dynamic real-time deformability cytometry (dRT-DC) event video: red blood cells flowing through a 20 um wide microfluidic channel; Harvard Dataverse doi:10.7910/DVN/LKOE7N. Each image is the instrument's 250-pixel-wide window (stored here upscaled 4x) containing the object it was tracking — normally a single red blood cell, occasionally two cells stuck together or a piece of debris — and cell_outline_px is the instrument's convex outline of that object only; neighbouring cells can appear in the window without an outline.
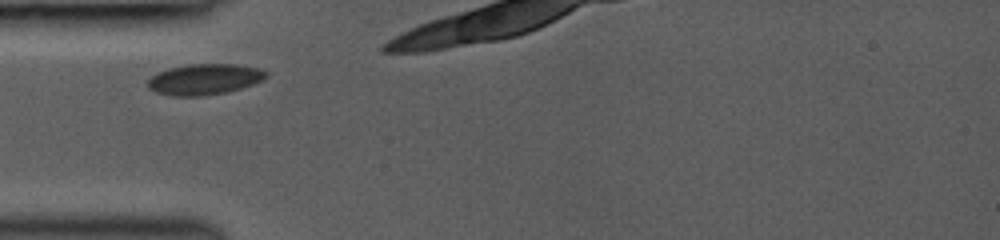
{"species": "common noctule bat (a hibernating species)", "species_latin": "Nyctalus noctula", "temperature_condition": "room temperature", "stored_images_in_passage": 4, "camera_frame_rate_fps": 3000, "um_per_image_px": 0.085, "animal": {"sex": "female", "body_mass_g": 19.0, "forearm_length_mm": 53.3}, "frame": {"image": 1, "passage_image": 1, "time_ms": 0.0, "image_size_px": [1000, 240], "cell_outline_px": [[268, 76], [264, 80], [240, 88], [224, 92], [204, 96], [172, 96], [156, 92], [148, 88], [148, 80], [156, 72], [188, 64], [236, 64], [260, 68], [268, 72]], "centroid_in_image_um": [17.39, 6.73], "position_along_channel_um": 67.6, "area_um2": 21.27}}